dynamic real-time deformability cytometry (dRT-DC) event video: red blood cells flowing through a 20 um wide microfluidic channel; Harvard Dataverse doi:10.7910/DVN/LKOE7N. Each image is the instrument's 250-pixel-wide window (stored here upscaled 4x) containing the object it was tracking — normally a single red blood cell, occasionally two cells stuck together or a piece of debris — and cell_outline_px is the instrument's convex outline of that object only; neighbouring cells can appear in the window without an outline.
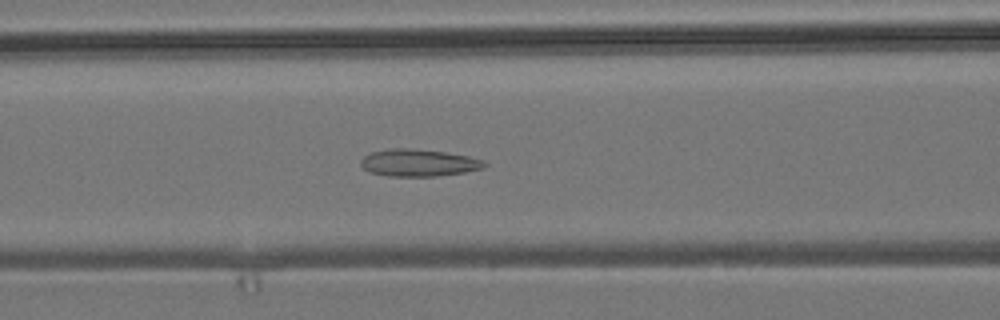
{"species": "common noctule bat (a hibernating species)", "species_latin": "Nyctalus noctula", "temperature_condition": "room temperature", "stored_images_in_passage": 52, "camera_frame_rate_fps": 3000, "um_per_image_px": 0.085, "animal": {"sex": "male", "body_mass_g": 19.2, "forearm_length_mm": 51.8}, "frame": {"image": 1, "passage_image": 21, "time_ms": 6.667, "image_size_px": [1000, 320], "cell_outline_px": [[488, 164], [484, 168], [464, 172], [436, 176], [388, 176], [368, 172], [360, 164], [360, 160], [364, 156], [372, 152], [392, 148], [408, 148], [444, 152], [468, 156], [484, 160]], "centroid_in_image_um": [35.58, 13.84], "position_along_channel_um": 131.0, "area_um2": 19.54}}
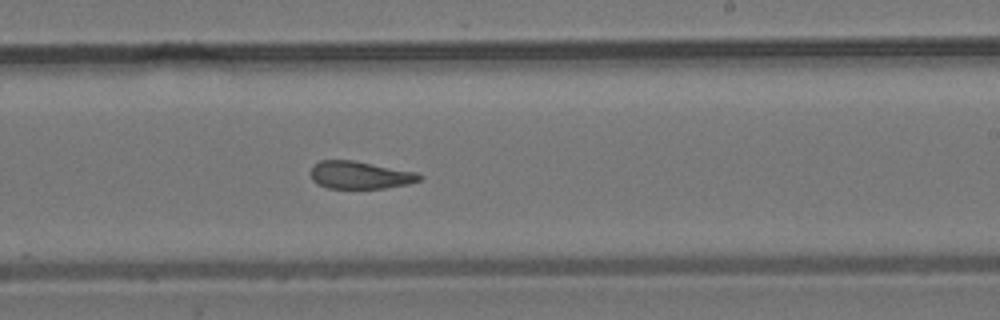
{"frame": {"image": 2, "passage_image": 31, "time_ms": 10.0, "image_size_px": [1000, 320], "cell_outline_px": [[424, 176], [420, 180], [408, 184], [384, 188], [328, 188], [316, 184], [312, 180], [312, 168], [320, 160], [352, 160], [416, 172]], "centroid_in_image_um": [30.61, 14.88], "position_along_channel_um": 258.4, "area_um2": 17.34}}
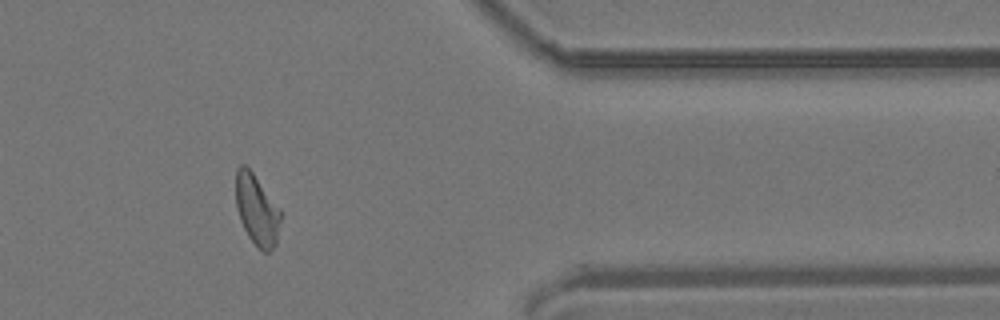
{"frame": {"image": 3, "passage_image": 43, "time_ms": 14.0, "image_size_px": [1000, 320], "cell_outline_px": [[280, 220], [276, 244], [268, 252], [264, 252], [248, 236], [240, 220], [236, 204], [236, 168], [240, 164], [244, 164], [252, 172], [280, 208]], "centroid_in_image_um": [21.82, 17.81], "position_along_channel_um": 389.6, "area_um2": 18.15}, "authors_computed_cell_mechanics": {"area_um2": 18.8717, "velocity_mm_per_s": 3.8306, "shape_relaxation_time_tau1_ms": null, "shape_relaxation_time_tau2_ms": 2.212, "deformation_change_tau1": null, "deformation_change_tau2": 0.1111}}